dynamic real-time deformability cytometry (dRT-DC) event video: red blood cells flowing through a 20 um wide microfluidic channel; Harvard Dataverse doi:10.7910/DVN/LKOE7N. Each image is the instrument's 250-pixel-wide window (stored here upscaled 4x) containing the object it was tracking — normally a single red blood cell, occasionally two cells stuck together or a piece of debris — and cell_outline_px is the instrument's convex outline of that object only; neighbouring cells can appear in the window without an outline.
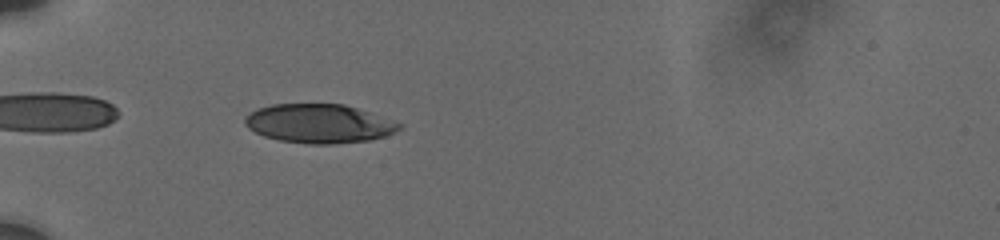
{"species": "human", "species_latin": "Homo sapiens", "temperature_condition": "cold", "stored_images_in_passage": 11, "camera_frame_rate_fps": 3000, "um_per_image_px": 0.085, "donor": {"sex": "male"}, "frame": {"image": 1, "passage_image": 4, "time_ms": 1.333, "image_size_px": [1000, 240], "cell_outline_px": [[404, 124], [396, 132], [384, 136], [368, 140], [332, 144], [308, 144], [280, 140], [264, 136], [248, 128], [244, 124], [244, 120], [252, 112], [260, 108], [272, 104], [344, 104]], "centroid_in_image_um": [27.13, 10.51], "position_along_channel_um": 57.9, "area_um2": 34.68}}
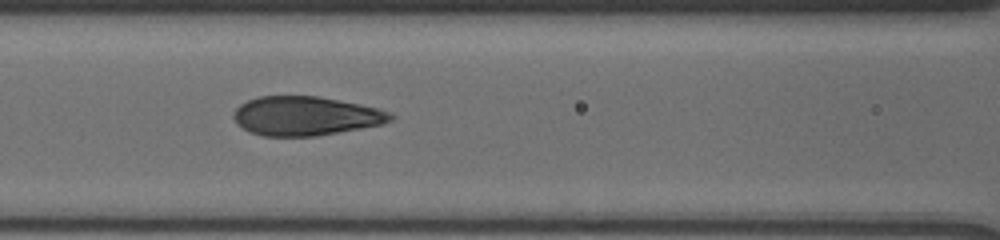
{"frame": {"image": 2, "passage_image": 8, "time_ms": 4.0, "image_size_px": [1000, 240], "cell_outline_px": [[396, 116], [392, 120], [384, 124], [316, 136], [260, 136], [248, 132], [236, 124], [232, 116], [232, 112], [240, 104], [256, 96], [320, 96], [360, 104], [392, 112]], "centroid_in_image_um": [25.95, 9.86], "position_along_channel_um": 140.6, "area_um2": 36.18}}
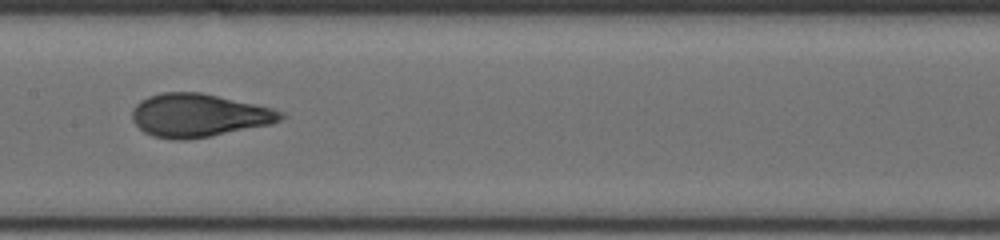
{"frame": {"image": 3, "passage_image": 10, "time_ms": 5.333, "image_size_px": [1000, 240], "cell_outline_px": [[288, 116], [272, 124], [212, 136], [184, 140], [176, 140], [152, 136], [144, 132], [132, 120], [132, 108], [140, 100], [148, 96], [160, 92], [200, 92], [272, 108], [284, 112]], "centroid_in_image_um": [16.89, 9.81], "position_along_channel_um": 190.5, "area_um2": 37.57}}